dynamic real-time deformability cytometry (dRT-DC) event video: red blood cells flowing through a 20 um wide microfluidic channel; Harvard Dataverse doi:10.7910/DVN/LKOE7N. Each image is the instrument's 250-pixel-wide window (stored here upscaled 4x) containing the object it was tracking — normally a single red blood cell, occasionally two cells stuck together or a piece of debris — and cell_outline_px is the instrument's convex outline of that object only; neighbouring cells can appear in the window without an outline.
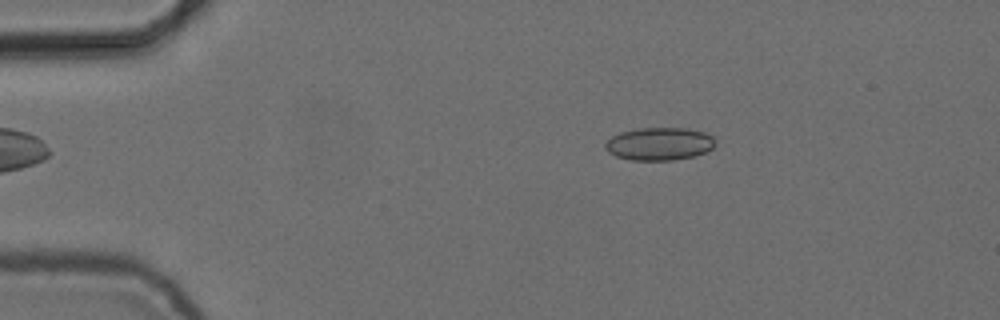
{"species": "common noctule bat (a hibernating species)", "species_latin": "Nyctalus noctula", "temperature_condition": "cold", "stored_images_in_passage": 3, "camera_frame_rate_fps": 3000, "um_per_image_px": 0.085, "animal": {"sex": "female", "body_mass_g": 24.6, "forearm_length_mm": 56.2}, "frame": {"image": 1, "passage_image": 2, "time_ms": 0.333, "image_size_px": [1000, 320], "cell_outline_px": [[716, 144], [712, 148], [704, 152], [692, 156], [672, 160], [632, 160], [616, 156], [608, 152], [604, 148], [604, 144], [612, 136], [620, 132], [640, 128], [688, 128], [704, 132], [712, 136]], "centroid_in_image_um": [56.02, 12.22], "position_along_channel_um": 29.0, "area_um2": 20.98}}